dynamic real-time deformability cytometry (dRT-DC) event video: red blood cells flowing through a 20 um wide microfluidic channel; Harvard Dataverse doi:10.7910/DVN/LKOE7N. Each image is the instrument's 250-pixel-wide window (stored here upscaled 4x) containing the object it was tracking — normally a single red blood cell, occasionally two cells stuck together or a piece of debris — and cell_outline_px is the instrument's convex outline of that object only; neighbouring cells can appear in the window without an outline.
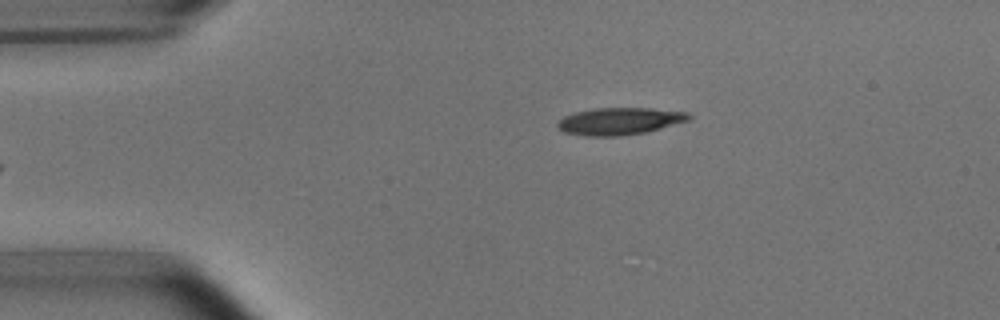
{"species": "common noctule bat (a hibernating species)", "species_latin": "Nyctalus noctula", "temperature_condition": "room temperature", "stored_images_in_passage": 4, "camera_frame_rate_fps": 3000, "um_per_image_px": 0.085, "animal": {"sex": "male", "body_mass_g": 15.6}, "frame": {"image": 1, "passage_image": 4, "time_ms": 4.0, "image_size_px": [1000, 320], "cell_outline_px": [[692, 116], [688, 120], [660, 128], [644, 132], [620, 136], [584, 136], [564, 132], [556, 124], [564, 116], [576, 112], [596, 108], [652, 108], [688, 112]], "centroid_in_image_um": [52.66, 10.29], "position_along_channel_um": 32.3, "area_um2": 20.58}}